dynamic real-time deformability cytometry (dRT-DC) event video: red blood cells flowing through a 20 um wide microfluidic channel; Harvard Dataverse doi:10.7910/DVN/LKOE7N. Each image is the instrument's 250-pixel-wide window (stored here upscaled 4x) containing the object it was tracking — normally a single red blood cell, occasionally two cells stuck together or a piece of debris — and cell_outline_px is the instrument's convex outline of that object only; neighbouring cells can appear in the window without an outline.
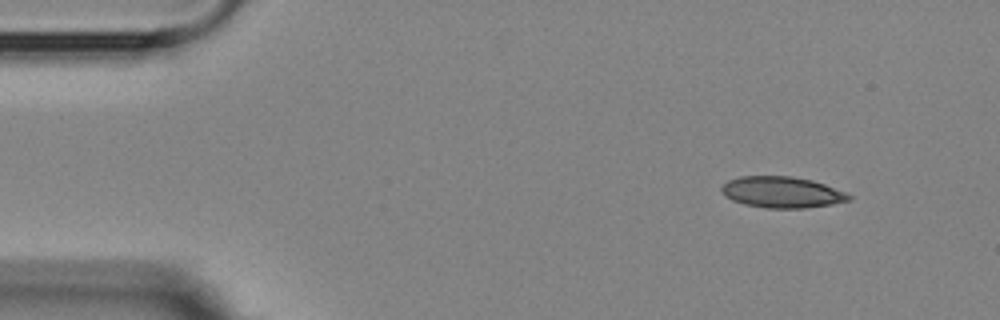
{"species": "Egyptian fruit bat (a non-hibernating species)", "species_latin": "Rousettus aegyptiacus", "temperature_condition": "room temperature", "stored_images_in_passage": 5, "camera_frame_rate_fps": 3000, "um_per_image_px": 0.085, "animal": {"sex": "female"}, "frame": {"image": 1, "passage_image": 1, "time_ms": 0.0, "image_size_px": [1000, 320], "cell_outline_px": [[852, 200], [832, 204], [804, 208], [768, 208], [744, 204], [732, 200], [724, 196], [720, 192], [720, 188], [728, 180], [740, 176], [792, 176], [812, 180], [848, 192], [852, 196]], "centroid_in_image_um": [66.48, 16.33], "position_along_channel_um": 18.5, "area_um2": 23.35}}
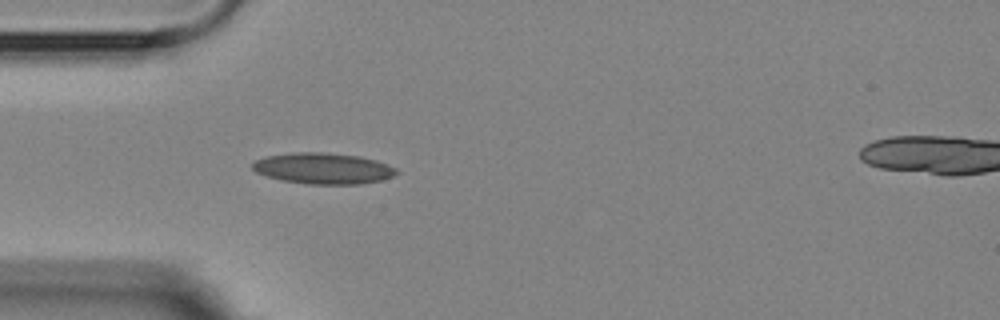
{"frame": {"image": 2, "passage_image": 4, "time_ms": 3.333, "image_size_px": [1000, 320], "cell_outline_px": [[400, 172], [392, 176], [380, 180], [360, 184], [308, 184], [280, 180], [256, 172], [252, 168], [252, 164], [256, 160], [268, 156], [296, 152], [320, 152], [360, 156], [376, 160], [396, 168]], "centroid_in_image_um": [27.48, 14.32], "position_along_channel_um": 57.5, "area_um2": 25.89}}